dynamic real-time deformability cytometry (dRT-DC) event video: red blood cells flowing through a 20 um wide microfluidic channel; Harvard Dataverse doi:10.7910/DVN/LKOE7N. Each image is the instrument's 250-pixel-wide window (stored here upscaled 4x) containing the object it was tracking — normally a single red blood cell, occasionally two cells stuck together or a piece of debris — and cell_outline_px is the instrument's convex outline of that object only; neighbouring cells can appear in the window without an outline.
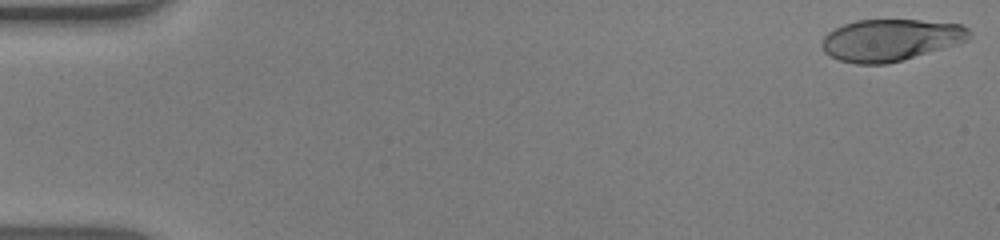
{"species": "human", "species_latin": "Homo sapiens", "temperature_condition": "warm", "stored_images_in_passage": 54, "camera_frame_rate_fps": 3000, "um_per_image_px": 0.085, "donor": {"sex": "male"}, "frame": {"image": 1, "passage_image": 1, "time_ms": 0.0, "image_size_px": [1000, 240], "cell_outline_px": [[972, 32], [968, 40], [956, 44], [888, 64], [856, 64], [840, 60], [824, 52], [820, 44], [824, 36], [828, 32], [844, 24], [856, 20], [920, 20], [960, 24], [968, 28]], "centroid_in_image_um": [75.68, 3.39], "position_along_channel_um": 9.3, "area_um2": 35.78}}
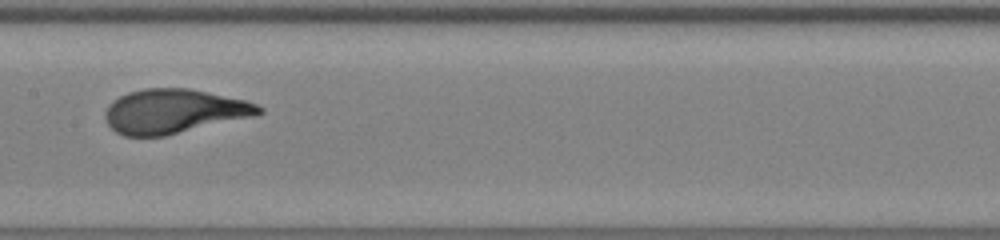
{"frame": {"image": 2, "passage_image": 28, "time_ms": 9.0, "image_size_px": [1000, 240], "cell_outline_px": [[264, 112], [256, 116], [164, 136], [124, 136], [116, 132], [108, 124], [104, 116], [104, 112], [108, 104], [112, 100], [128, 92], [144, 88], [188, 88], [244, 100], [256, 104], [264, 108]], "centroid_in_image_um": [14.77, 9.46], "position_along_channel_um": 192.6, "area_um2": 39.71}}
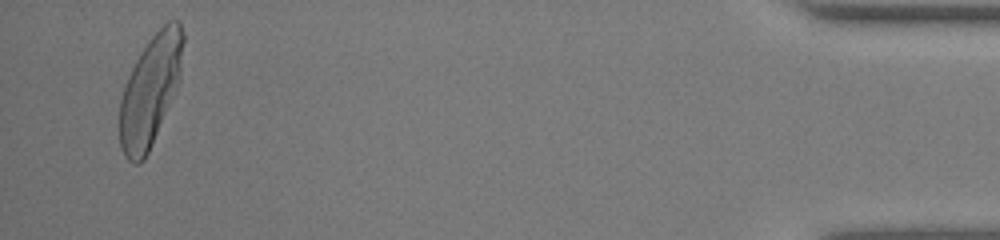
{"frame": {"image": 3, "passage_image": 52, "time_ms": 17.0, "image_size_px": [1000, 240], "cell_outline_px": [[184, 40], [180, 80], [152, 144], [144, 160], [140, 164], [132, 164], [124, 156], [120, 144], [120, 100], [124, 84], [140, 52], [152, 36], [168, 20], [180, 20], [184, 32]], "centroid_in_image_um": [12.78, 7.68], "position_along_channel_um": 422.4, "area_um2": 40.86}, "authors_computed_cell_mechanics": {"area_um2": 38.8705, "velocity_mm_per_s": 3.8744, "shape_relaxation_time_tau1_ms": 4.055, "shape_relaxation_time_tau2_ms": null, "deformation_change_tau1": 0.2488, "deformation_change_tau2": null}}